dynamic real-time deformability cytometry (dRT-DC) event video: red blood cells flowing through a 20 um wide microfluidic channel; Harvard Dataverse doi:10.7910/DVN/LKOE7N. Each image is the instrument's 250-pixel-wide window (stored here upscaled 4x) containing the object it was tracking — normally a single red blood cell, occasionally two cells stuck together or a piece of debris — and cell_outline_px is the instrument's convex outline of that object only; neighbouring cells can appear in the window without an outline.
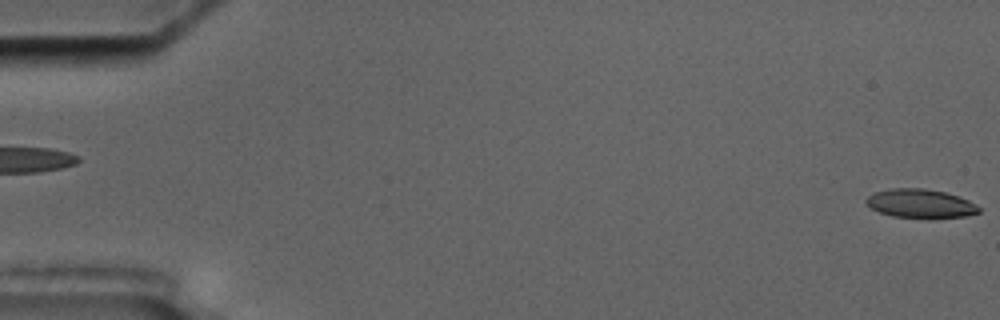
{"species": "common noctule bat (a hibernating species)", "species_latin": "Nyctalus noctula", "temperature_condition": "cold", "stored_images_in_passage": 6, "segment_of_instrument_passage": [2, 2], "camera_frame_rate_fps": 3000, "um_per_image_px": 0.085, "animal": {"sex": "male", "body_mass_g": 17.5, "forearm_length_mm": 52.3}, "frame": {"image": 1, "passage_image": 6, "time_ms": 5.667, "image_size_px": [1000, 320], "cell_outline_px": [[980, 212], [964, 216], [892, 216], [880, 212], [872, 208], [864, 200], [868, 196], [876, 192], [892, 188], [924, 188], [944, 192], [968, 200], [976, 204], [980, 208]], "centroid_in_image_um": [78.22, 17.26], "position_along_channel_um": 6.8, "area_um2": 18.15}}